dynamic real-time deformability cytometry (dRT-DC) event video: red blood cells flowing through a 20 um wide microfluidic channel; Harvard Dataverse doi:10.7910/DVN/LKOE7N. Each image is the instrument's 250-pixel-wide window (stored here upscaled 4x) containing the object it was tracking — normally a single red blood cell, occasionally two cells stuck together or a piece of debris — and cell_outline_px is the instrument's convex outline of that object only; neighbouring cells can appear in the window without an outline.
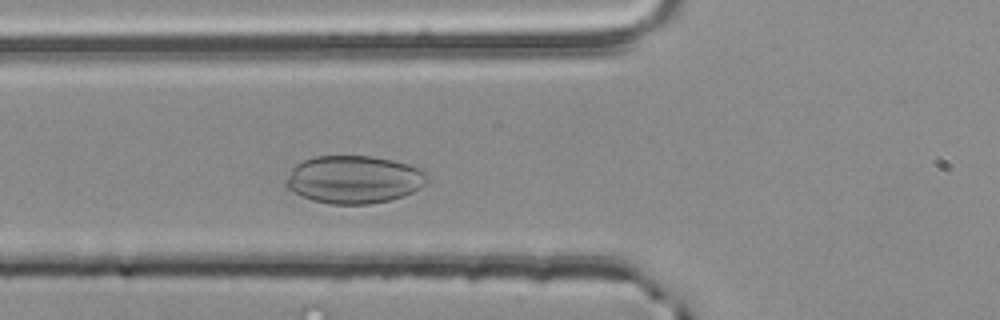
{"species": "common noctule bat (a hibernating species)", "species_latin": "Nyctalus noctula", "temperature_condition": "room temperature", "stored_images_in_passage": 11, "camera_frame_rate_fps": 3000, "um_per_image_px": 0.085, "animal": {"sex": "male", "body_mass_g": 20.4}, "frame": {"image": 1, "passage_image": 7, "time_ms": 2.0, "image_size_px": [1000, 320], "cell_outline_px": [[424, 184], [420, 188], [404, 196], [388, 200], [368, 204], [328, 204], [312, 200], [300, 196], [292, 192], [284, 184], [284, 180], [292, 168], [296, 164], [304, 160], [316, 156], [372, 156], [392, 160], [408, 164], [420, 168], [424, 172]], "centroid_in_image_um": [30.02, 15.26], "position_along_channel_um": 95.8, "area_um2": 39.3}}